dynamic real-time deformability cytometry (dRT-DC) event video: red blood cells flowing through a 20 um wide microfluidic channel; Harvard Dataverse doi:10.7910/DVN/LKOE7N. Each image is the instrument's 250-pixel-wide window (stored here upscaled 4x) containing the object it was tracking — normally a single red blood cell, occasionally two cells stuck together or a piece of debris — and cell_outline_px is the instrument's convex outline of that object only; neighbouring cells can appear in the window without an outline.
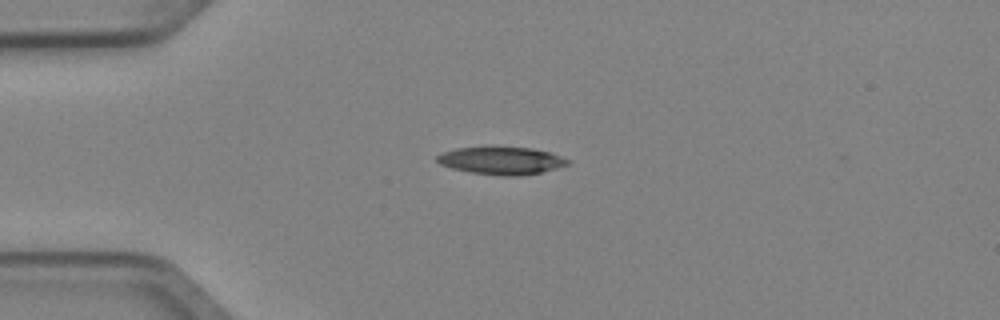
{"species": "Egyptian fruit bat (a non-hibernating species)", "species_latin": "Rousettus aegyptiacus", "temperature_condition": "cold", "stored_images_in_passage": 5, "camera_frame_rate_fps": 3000, "um_per_image_px": 0.085, "animal": {"sex": "female"}, "frame": {"image": 1, "passage_image": 2, "time_ms": 0.333, "image_size_px": [1000, 320], "cell_outline_px": [[568, 164], [556, 168], [540, 172], [520, 176], [500, 176], [468, 172], [452, 168], [440, 164], [436, 160], [436, 156], [444, 152], [456, 148], [532, 148], [548, 152], [560, 156], [568, 160]], "centroid_in_image_um": [42.59, 13.67], "position_along_channel_um": 42.4, "area_um2": 20.58}}
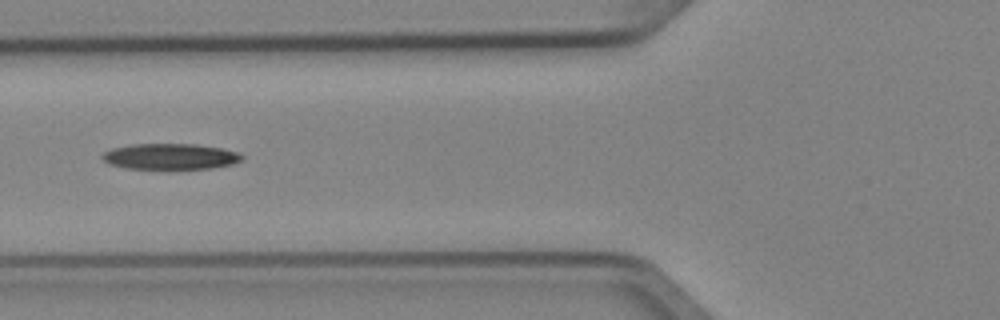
{"frame": {"image": 2, "passage_image": 4, "time_ms": 1.0, "image_size_px": [1000, 320], "cell_outline_px": [[244, 160], [232, 164], [212, 168], [128, 168], [108, 164], [100, 156], [104, 152], [112, 148], [132, 144], [196, 144], [220, 148], [240, 152], [244, 156]], "centroid_in_image_um": [14.5, 13.29], "position_along_channel_um": 111.3, "area_um2": 20.98}}